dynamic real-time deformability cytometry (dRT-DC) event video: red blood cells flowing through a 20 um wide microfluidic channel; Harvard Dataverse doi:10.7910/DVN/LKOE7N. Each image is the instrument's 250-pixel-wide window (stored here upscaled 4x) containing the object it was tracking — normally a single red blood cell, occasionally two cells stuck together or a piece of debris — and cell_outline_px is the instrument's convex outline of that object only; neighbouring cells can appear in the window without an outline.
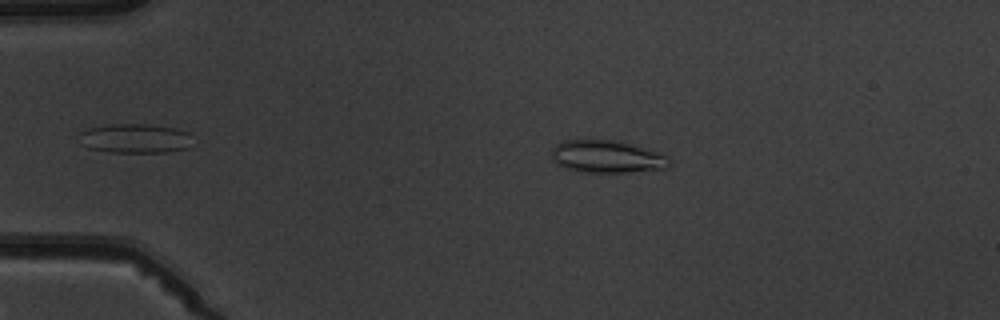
{"species": "common noctule bat (a hibernating species)", "species_latin": "Nyctalus noctula", "temperature_condition": "warm", "stored_images_in_passage": 2, "camera_frame_rate_fps": 3000, "um_per_image_px": 0.085, "animal": {"sex": "male", "body_mass_g": 19.5, "forearm_length_mm": 54.6}, "frame": {"image": 1, "passage_image": 1, "time_ms": 0.0, "image_size_px": [1000, 320], "cell_outline_px": [[668, 168], [628, 172], [588, 172], [564, 168], [556, 164], [552, 160], [552, 148], [560, 140], [616, 140], [656, 152], [668, 156]], "centroid_in_image_um": [51.52, 13.31], "position_along_channel_um": 33.5, "area_um2": 22.08}}